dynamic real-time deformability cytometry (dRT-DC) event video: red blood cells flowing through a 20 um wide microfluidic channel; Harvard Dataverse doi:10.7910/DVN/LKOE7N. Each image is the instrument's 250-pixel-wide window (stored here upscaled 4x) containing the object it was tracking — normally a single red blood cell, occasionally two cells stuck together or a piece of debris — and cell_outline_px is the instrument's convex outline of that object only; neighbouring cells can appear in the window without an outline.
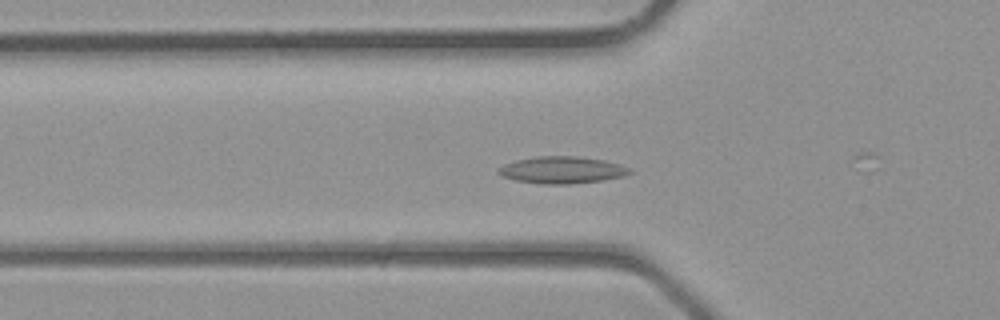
{"species": "common noctule bat (a hibernating species)", "species_latin": "Nyctalus noctula", "temperature_condition": "room temperature", "stored_images_in_passage": 35, "camera_frame_rate_fps": 3000, "um_per_image_px": 0.085, "animal": {"sex": "male", "body_mass_g": 23.1, "forearm_length_mm": 52.7}, "frame": {"image": 1, "passage_image": 13, "time_ms": 4.0, "image_size_px": [1000, 320], "cell_outline_px": [[632, 172], [624, 176], [600, 180], [568, 184], [540, 184], [516, 180], [504, 176], [496, 172], [496, 168], [504, 164], [516, 160], [536, 156], [580, 156], [604, 160], [620, 164], [632, 168]], "centroid_in_image_um": [47.77, 14.44], "position_along_channel_um": 78.0, "area_um2": 20.69}}
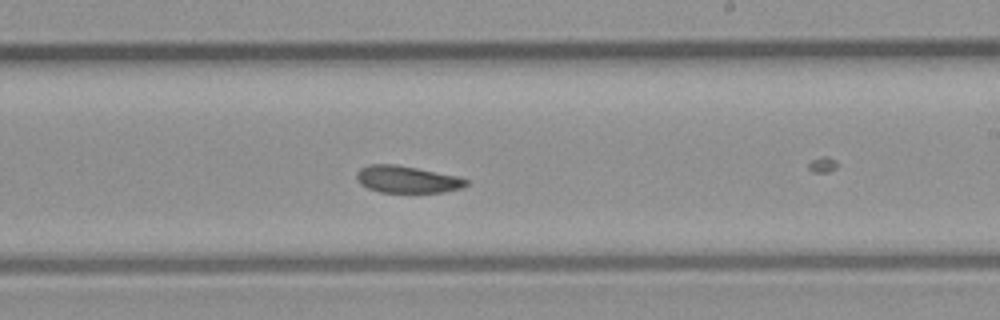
{"frame": {"image": 2, "passage_image": 23, "time_ms": 7.333, "image_size_px": [1000, 320], "cell_outline_px": [[468, 184], [460, 188], [444, 192], [380, 192], [368, 188], [360, 184], [356, 180], [356, 172], [360, 168], [368, 164], [396, 164], [456, 176], [468, 180]], "centroid_in_image_um": [34.54, 15.24], "position_along_channel_um": 254.5, "area_um2": 17.17}}
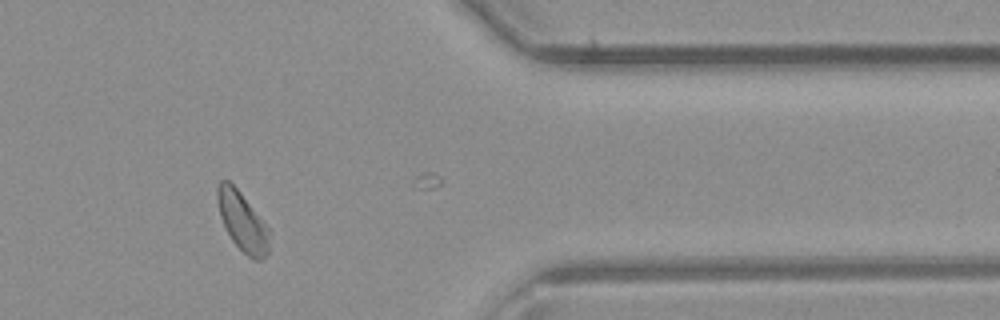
{"frame": {"image": 3, "passage_image": 32, "time_ms": 10.333, "image_size_px": [1000, 320], "cell_outline_px": [[268, 252], [260, 260], [256, 260], [248, 256], [232, 240], [220, 216], [216, 200], [216, 188], [220, 180], [228, 180], [240, 192], [268, 228]], "centroid_in_image_um": [20.56, 18.8], "position_along_channel_um": 390.8, "area_um2": 17.34}}